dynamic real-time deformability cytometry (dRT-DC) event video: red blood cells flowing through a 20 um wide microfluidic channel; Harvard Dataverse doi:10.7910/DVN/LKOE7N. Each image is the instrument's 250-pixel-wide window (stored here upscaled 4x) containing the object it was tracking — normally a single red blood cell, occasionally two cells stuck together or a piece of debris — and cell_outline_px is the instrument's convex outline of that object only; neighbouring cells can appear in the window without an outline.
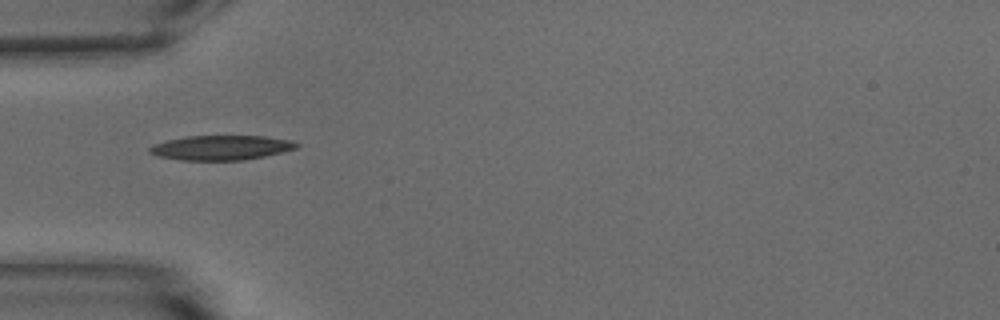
{"species": "common noctule bat (a hibernating species)", "species_latin": "Nyctalus noctula", "temperature_condition": "warm", "stored_images_in_passage": 38, "camera_frame_rate_fps": 3000, "um_per_image_px": 0.085, "animal": {"sex": "male", "body_mass_g": 15.6}, "frame": {"image": 1, "passage_image": 1, "time_ms": 0.0, "image_size_px": [1000, 320], "cell_outline_px": [[300, 144], [296, 148], [264, 156], [244, 160], [180, 160], [160, 156], [148, 152], [148, 148], [156, 144], [168, 140], [184, 136], [264, 136], [292, 140]], "centroid_in_image_um": [18.81, 12.55], "position_along_channel_um": 66.2, "area_um2": 20.92}, "authors_computed_cell_mechanics": {"area_um2": 20.2878, "velocity_mm_per_s": 3.7657, "shape_relaxation_time_tau1_ms": 4.582, "shape_relaxation_time_tau2_ms": 3.6625, "deformation_change_tau1": 0.17, "deformation_change_tau2": 0.1242}}